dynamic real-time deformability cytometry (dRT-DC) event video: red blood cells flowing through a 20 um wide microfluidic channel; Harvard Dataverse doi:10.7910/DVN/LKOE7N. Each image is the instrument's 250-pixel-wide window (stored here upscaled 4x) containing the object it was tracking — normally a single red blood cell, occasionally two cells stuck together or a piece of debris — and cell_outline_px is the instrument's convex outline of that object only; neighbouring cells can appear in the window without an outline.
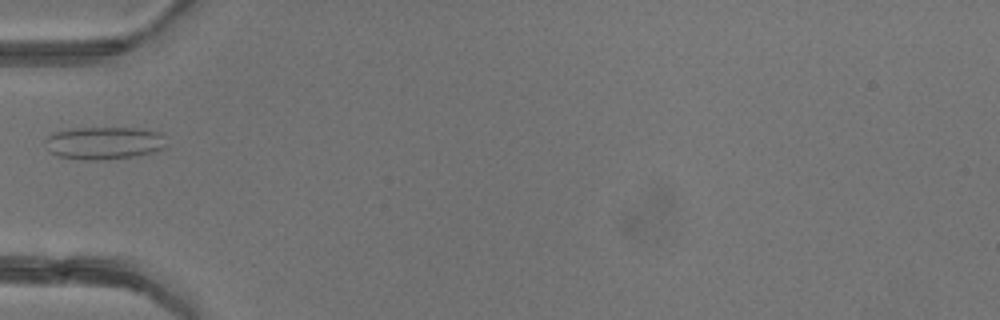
{"species": "common noctule bat (a hibernating species)", "species_latin": "Nyctalus noctula", "temperature_condition": "warm", "stored_images_in_passage": 5, "camera_frame_rate_fps": 3000, "um_per_image_px": 0.085, "animal": {"sex": "female"}, "frame": {"image": 1, "passage_image": 5, "time_ms": 5.667, "image_size_px": [1000, 320], "cell_outline_px": [[164, 148], [152, 152], [136, 156], [96, 160], [92, 160], [56, 156], [44, 144], [44, 140], [48, 136], [56, 132], [72, 128], [136, 128], [160, 132], [164, 144]], "centroid_in_image_um": [8.81, 12.15], "position_along_channel_um": 76.2, "area_um2": 22.72}}